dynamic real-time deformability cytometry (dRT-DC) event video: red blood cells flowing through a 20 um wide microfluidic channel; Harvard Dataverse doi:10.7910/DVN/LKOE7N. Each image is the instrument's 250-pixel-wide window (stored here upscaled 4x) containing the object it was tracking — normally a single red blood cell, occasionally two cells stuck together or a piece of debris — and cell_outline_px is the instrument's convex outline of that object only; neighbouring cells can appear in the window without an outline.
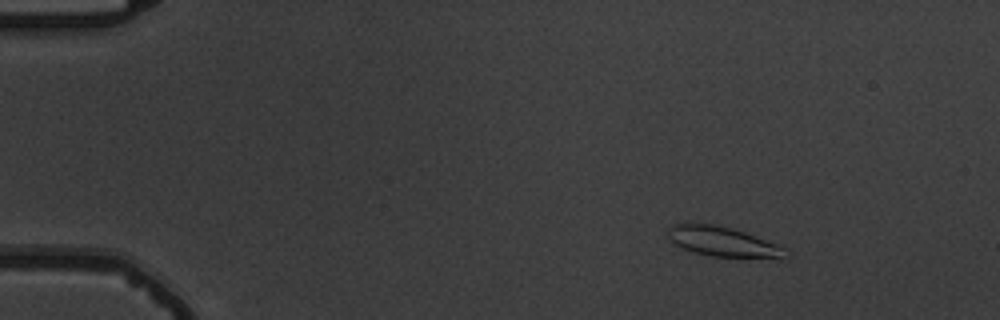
{"species": "common noctule bat (a hibernating species)", "species_latin": "Nyctalus noctula", "temperature_condition": "warm", "stored_images_in_passage": 5, "camera_frame_rate_fps": 3000, "um_per_image_px": 0.085, "animal": {"sex": "male", "body_mass_g": 19.5, "forearm_length_mm": 54.6}, "frame": {"image": 1, "passage_image": 2, "time_ms": 2.0, "image_size_px": [1000, 320], "cell_outline_px": [[780, 256], [712, 256], [692, 252], [676, 244], [668, 236], [668, 228], [672, 224], [716, 224], [744, 232], [776, 244], [780, 248]], "centroid_in_image_um": [61.23, 20.49], "position_along_channel_um": 23.8, "area_um2": 19.02}}
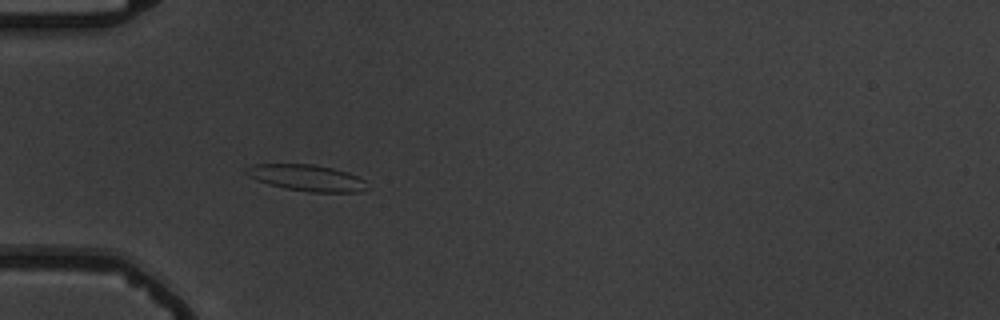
{"frame": {"image": 2, "passage_image": 5, "time_ms": 5.333, "image_size_px": [1000, 320], "cell_outline_px": [[368, 188], [360, 192], [308, 192], [284, 188], [268, 184], [256, 180], [248, 176], [244, 172], [244, 168], [252, 164], [312, 164], [332, 168], [348, 172], [364, 180]], "centroid_in_image_um": [26.03, 15.11], "position_along_channel_um": 59.0, "area_um2": 18.67}}